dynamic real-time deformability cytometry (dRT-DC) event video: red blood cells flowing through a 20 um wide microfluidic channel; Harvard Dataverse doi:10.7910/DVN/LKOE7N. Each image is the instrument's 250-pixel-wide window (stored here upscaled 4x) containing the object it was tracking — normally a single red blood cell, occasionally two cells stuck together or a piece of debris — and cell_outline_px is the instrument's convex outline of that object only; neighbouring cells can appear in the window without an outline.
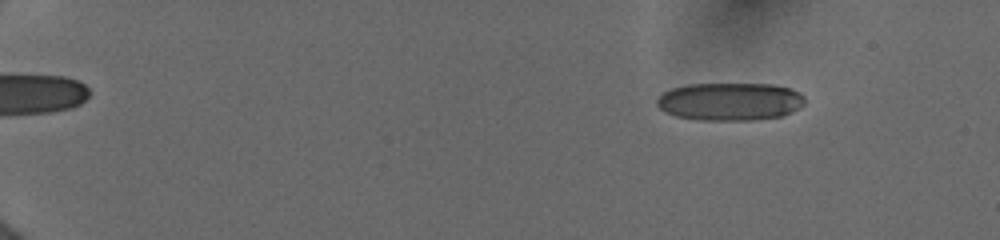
{"species": "human", "species_latin": "Homo sapiens", "temperature_condition": "cold", "stored_images_in_passage": 13, "camera_frame_rate_fps": 3000, "um_per_image_px": 0.085, "donor": {"sex": "female"}, "frame": {"image": 1, "passage_image": 3, "time_ms": 1.667, "image_size_px": [1000, 240], "cell_outline_px": [[804, 104], [800, 108], [792, 112], [780, 116], [752, 120], [700, 120], [676, 116], [664, 112], [656, 104], [656, 100], [664, 92], [672, 88], [688, 84], [772, 84], [792, 88], [800, 92], [804, 96]], "centroid_in_image_um": [62.06, 8.63], "position_along_channel_um": 22.9, "area_um2": 32.83}}
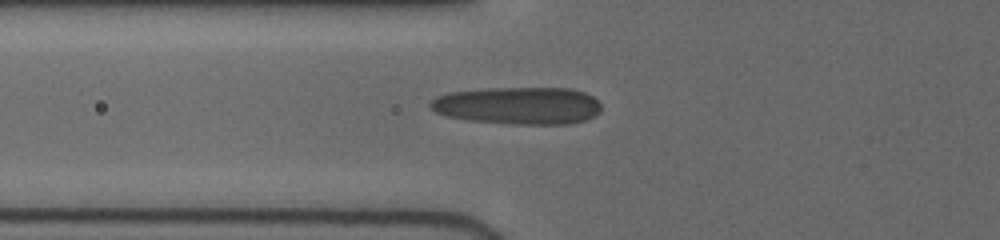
{"frame": {"image": 2, "passage_image": 9, "time_ms": 6.667, "image_size_px": [1000, 240], "cell_outline_px": [[600, 112], [584, 120], [568, 124], [516, 124], [468, 120], [448, 116], [436, 112], [428, 108], [428, 104], [436, 96], [448, 92], [488, 88], [572, 88], [584, 92], [592, 96], [600, 104]], "centroid_in_image_um": [44.01, 8.97], "position_along_channel_um": 81.8, "area_um2": 37.34}}
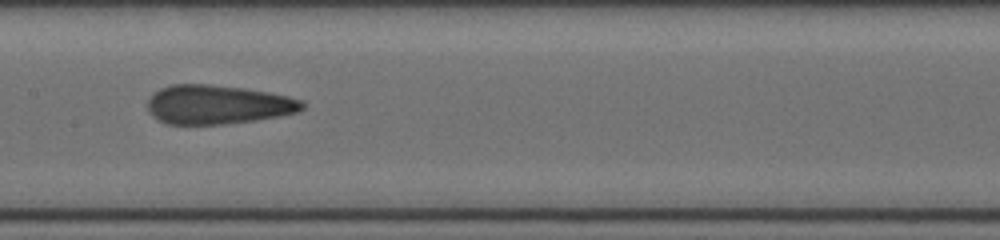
{"frame": {"image": 3, "passage_image": 12, "time_ms": 9.333, "image_size_px": [1000, 240], "cell_outline_px": [[304, 108], [300, 112], [252, 120], [220, 124], [168, 124], [152, 116], [148, 112], [148, 100], [152, 92], [160, 88], [172, 84], [208, 84], [244, 88], [268, 92], [288, 96], [304, 100]], "centroid_in_image_um": [18.49, 8.87], "position_along_channel_um": 188.9, "area_um2": 35.2}}